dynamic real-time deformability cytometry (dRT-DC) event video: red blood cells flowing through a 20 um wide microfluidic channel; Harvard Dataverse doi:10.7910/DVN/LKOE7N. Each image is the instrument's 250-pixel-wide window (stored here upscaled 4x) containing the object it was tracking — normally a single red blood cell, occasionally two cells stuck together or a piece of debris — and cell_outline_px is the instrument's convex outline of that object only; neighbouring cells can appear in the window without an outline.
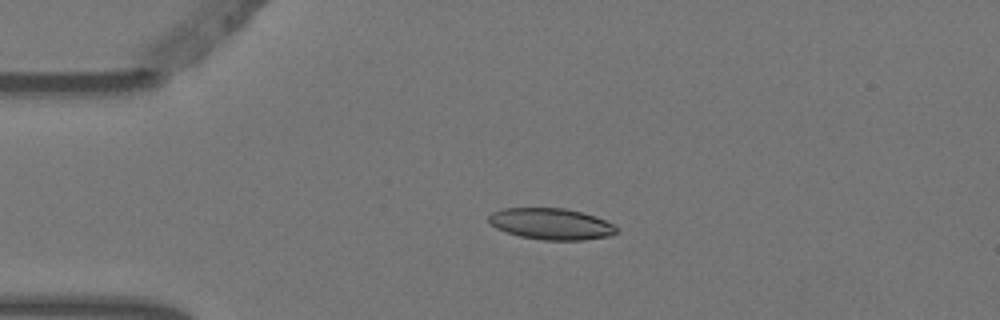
{"species": "Egyptian fruit bat (a non-hibernating species)", "species_latin": "Rousettus aegyptiacus", "temperature_condition": "warm", "stored_images_in_passage": 3, "camera_frame_rate_fps": 3000, "um_per_image_px": 0.085, "animal": {"sex": "female"}, "frame": {"image": 1, "passage_image": 2, "time_ms": 0.333, "image_size_px": [1000, 320], "cell_outline_px": [[620, 228], [612, 236], [584, 240], [544, 240], [520, 236], [496, 228], [488, 220], [488, 216], [492, 212], [504, 208], [564, 208], [580, 212], [604, 220]], "centroid_in_image_um": [46.86, 19.04], "position_along_channel_um": 38.1, "area_um2": 23.18}}